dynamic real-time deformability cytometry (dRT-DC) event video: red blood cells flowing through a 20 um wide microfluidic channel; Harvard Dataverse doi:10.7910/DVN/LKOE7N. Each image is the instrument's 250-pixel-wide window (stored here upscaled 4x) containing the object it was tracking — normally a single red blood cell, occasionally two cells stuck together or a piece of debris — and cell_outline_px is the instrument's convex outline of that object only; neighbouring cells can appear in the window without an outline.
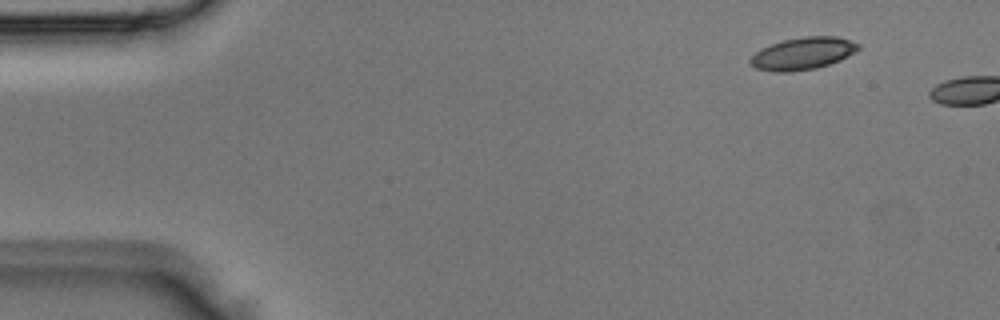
{"species": "Egyptian fruit bat (a non-hibernating species)", "species_latin": "Rousettus aegyptiacus", "temperature_condition": "room temperature", "stored_images_in_passage": 2, "camera_frame_rate_fps": 3000, "um_per_image_px": 0.085, "animal": {"sex": "male"}, "frame": {"image": 1, "passage_image": 1, "time_ms": 0.0, "image_size_px": [1000, 320], "cell_outline_px": [[860, 48], [856, 52], [840, 60], [816, 68], [792, 72], [772, 72], [756, 68], [748, 64], [748, 60], [760, 48], [784, 40], [804, 36], [836, 36], [852, 40], [860, 44]], "centroid_in_image_um": [68.24, 4.55], "position_along_channel_um": 16.8, "area_um2": 20.52}}